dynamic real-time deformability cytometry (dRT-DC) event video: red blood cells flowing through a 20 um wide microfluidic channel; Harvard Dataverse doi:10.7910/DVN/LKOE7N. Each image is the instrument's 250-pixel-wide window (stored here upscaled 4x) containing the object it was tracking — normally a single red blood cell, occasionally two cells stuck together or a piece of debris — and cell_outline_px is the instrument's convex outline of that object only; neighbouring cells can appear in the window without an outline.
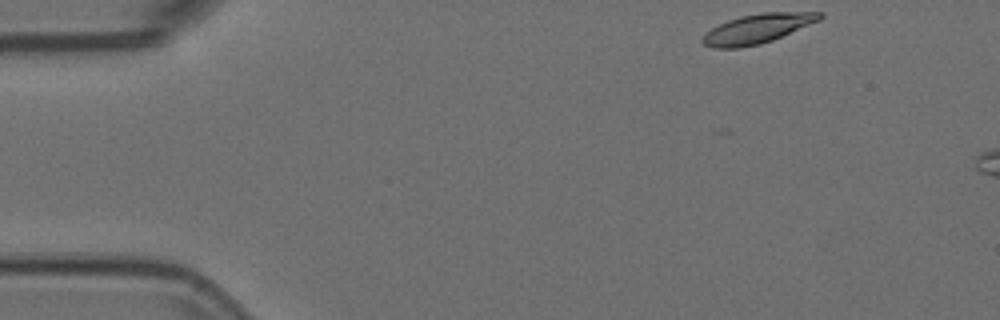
{"species": "Egyptian fruit bat (a non-hibernating species)", "species_latin": "Rousettus aegyptiacus", "temperature_condition": "room temperature", "stored_images_in_passage": 7, "camera_frame_rate_fps": 3000, "um_per_image_px": 0.085, "animal": {"sex": "female"}, "frame": {"image": 1, "passage_image": 1, "time_ms": 0.0, "image_size_px": [1000, 320], "cell_outline_px": [[824, 16], [820, 20], [772, 40], [760, 44], [740, 48], [712, 48], [704, 44], [700, 40], [712, 28], [728, 20], [740, 16], [760, 12], [824, 12]], "centroid_in_image_um": [64.39, 2.43], "position_along_channel_um": 20.6, "area_um2": 19.94}}